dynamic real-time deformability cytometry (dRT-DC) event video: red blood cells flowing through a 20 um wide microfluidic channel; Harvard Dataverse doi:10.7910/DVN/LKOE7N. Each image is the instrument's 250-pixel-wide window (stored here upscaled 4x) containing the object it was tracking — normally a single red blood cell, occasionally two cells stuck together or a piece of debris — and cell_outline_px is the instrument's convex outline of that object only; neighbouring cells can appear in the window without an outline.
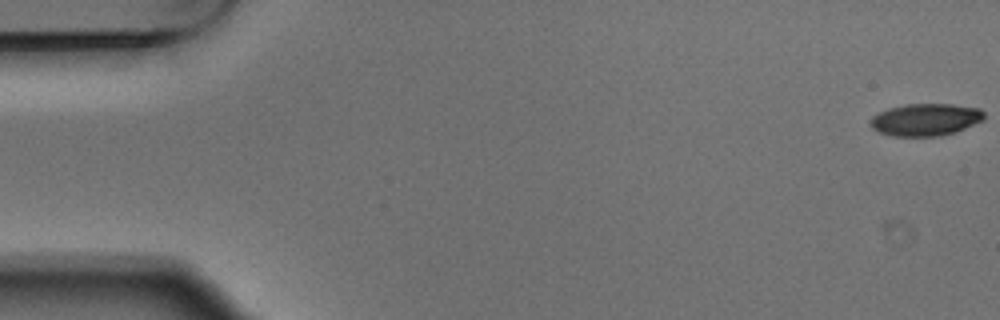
{"species": "Egyptian fruit bat (a non-hibernating species)", "species_latin": "Rousettus aegyptiacus", "temperature_condition": "warm", "stored_images_in_passage": 5, "segment_of_instrument_passage": [1, 2], "camera_frame_rate_fps": 3000, "um_per_image_px": 0.085, "animal": {"sex": "male"}, "frame": {"image": 1, "passage_image": 1, "time_ms": 0.0, "image_size_px": [1000, 320], "cell_outline_px": [[984, 120], [956, 132], [940, 136], [892, 136], [880, 132], [872, 128], [872, 116], [888, 108], [908, 104], [952, 104], [980, 108], [984, 112]], "centroid_in_image_um": [78.71, 10.17], "position_along_channel_um": 6.3, "area_um2": 21.33}}